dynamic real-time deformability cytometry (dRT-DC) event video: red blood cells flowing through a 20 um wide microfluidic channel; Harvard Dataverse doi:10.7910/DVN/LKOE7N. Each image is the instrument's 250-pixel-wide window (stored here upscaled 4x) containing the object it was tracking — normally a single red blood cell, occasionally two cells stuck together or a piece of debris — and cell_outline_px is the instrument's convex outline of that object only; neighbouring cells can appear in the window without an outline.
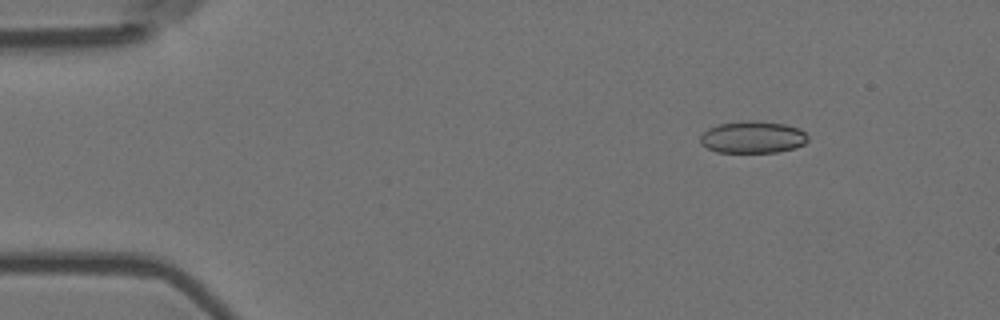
{"species": "Egyptian fruit bat (a non-hibernating species)", "species_latin": "Rousettus aegyptiacus", "temperature_condition": "room temperature", "stored_images_in_passage": 9, "camera_frame_rate_fps": 3000, "um_per_image_px": 0.085, "animal": {"sex": "female"}, "frame": {"image": 1, "passage_image": 1, "time_ms": 0.0, "image_size_px": [1000, 320], "cell_outline_px": [[808, 140], [804, 144], [796, 148], [776, 152], [716, 152], [700, 144], [700, 136], [708, 128], [716, 124], [744, 120], [756, 120], [784, 124], [800, 128], [808, 136]], "centroid_in_image_um": [63.97, 11.65], "position_along_channel_um": 21.0, "area_um2": 20.35}}
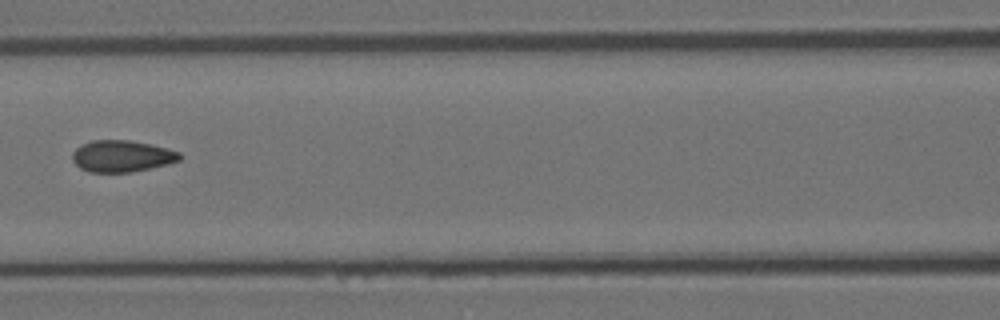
{"frame": {"image": 2, "passage_image": 6, "time_ms": 1.667, "image_size_px": [1000, 320], "cell_outline_px": [[180, 160], [168, 164], [132, 172], [88, 172], [80, 168], [72, 160], [72, 152], [76, 148], [92, 140], [128, 140], [152, 144], [180, 152]], "centroid_in_image_um": [10.35, 13.27], "position_along_channel_um": 156.3, "area_um2": 19.77}}
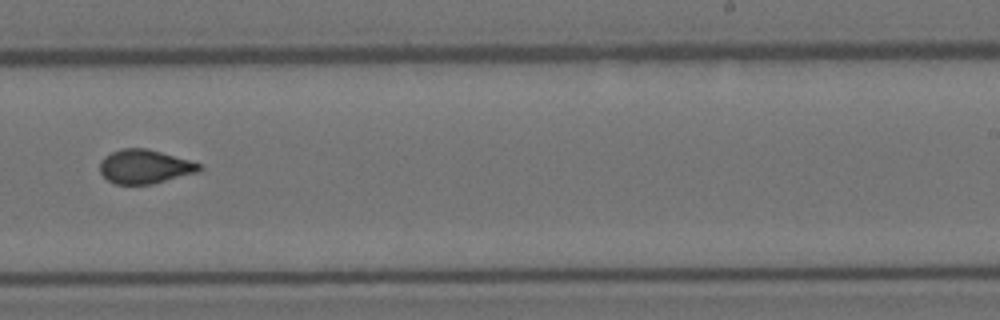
{"frame": {"image": 3, "passage_image": 9, "time_ms": 2.667, "image_size_px": [1000, 320], "cell_outline_px": [[204, 168], [196, 172], [152, 184], [116, 184], [108, 180], [100, 172], [100, 160], [104, 156], [112, 152], [124, 148], [148, 148], [188, 160], [200, 164]], "centroid_in_image_um": [12.27, 14.15], "position_along_channel_um": 276.7, "area_um2": 19.48}}